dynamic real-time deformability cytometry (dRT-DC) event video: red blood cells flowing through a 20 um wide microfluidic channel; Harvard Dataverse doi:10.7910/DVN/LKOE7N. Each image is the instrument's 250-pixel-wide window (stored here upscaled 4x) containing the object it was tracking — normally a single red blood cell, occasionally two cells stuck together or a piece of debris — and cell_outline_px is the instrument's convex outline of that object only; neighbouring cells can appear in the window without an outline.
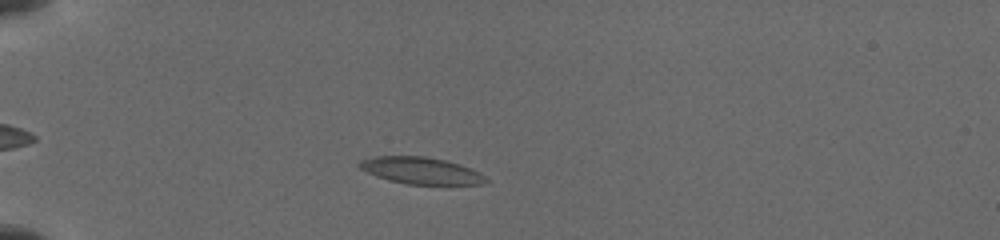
{"species": "common noctule bat (a hibernating species)", "species_latin": "Nyctalus noctula", "temperature_condition": "cold", "stored_images_in_passage": 8, "camera_frame_rate_fps": 3000, "um_per_image_px": 0.085, "animal": {"sex": "female", "body_mass_g": 19.5, "forearm_length_mm": 54.1}, "frame": {"image": 1, "passage_image": 5, "time_ms": 2.667, "image_size_px": [1000, 240], "cell_outline_px": [[488, 180], [484, 184], [448, 188], [408, 184], [388, 180], [376, 176], [360, 168], [356, 164], [360, 160], [376, 156], [424, 156], [444, 160], [460, 164], [480, 172]], "centroid_in_image_um": [35.88, 14.56], "position_along_channel_um": 49.1, "area_um2": 20.75}}
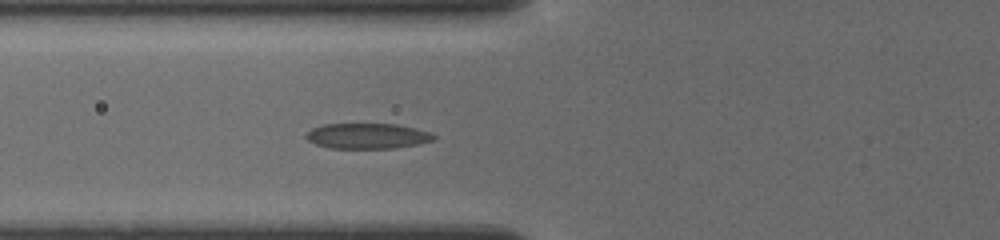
{"frame": {"image": 2, "passage_image": 8, "time_ms": 4.667, "image_size_px": [1000, 240], "cell_outline_px": [[436, 136], [432, 140], [416, 144], [396, 148], [328, 148], [316, 144], [308, 140], [304, 136], [312, 128], [324, 124], [396, 124], [428, 132]], "centroid_in_image_um": [31.17, 11.56], "position_along_channel_um": 94.6, "area_um2": 18.67}}